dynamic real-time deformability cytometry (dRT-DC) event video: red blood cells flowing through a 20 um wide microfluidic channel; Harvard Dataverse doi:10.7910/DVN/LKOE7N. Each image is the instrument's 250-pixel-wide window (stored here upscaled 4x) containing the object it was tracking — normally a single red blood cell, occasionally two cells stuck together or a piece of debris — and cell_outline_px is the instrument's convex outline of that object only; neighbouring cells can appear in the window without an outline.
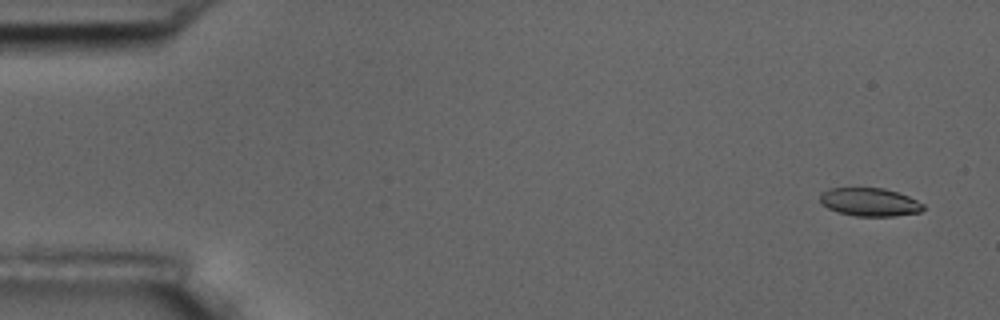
{"species": "common noctule bat (a hibernating species)", "species_latin": "Nyctalus noctula", "temperature_condition": "room temperature", "stored_images_in_passage": 5, "camera_frame_rate_fps": 3000, "um_per_image_px": 0.085, "animal": {"sex": "male", "body_mass_g": 17.5, "forearm_length_mm": 52.3}, "frame": {"image": 1, "passage_image": 1, "time_ms": 0.0, "image_size_px": [1000, 320], "cell_outline_px": [[924, 208], [920, 212], [896, 216], [856, 216], [840, 212], [828, 208], [820, 200], [820, 192], [828, 188], [884, 188], [908, 196], [924, 204]], "centroid_in_image_um": [73.93, 17.17], "position_along_channel_um": 11.1, "area_um2": 16.88}}
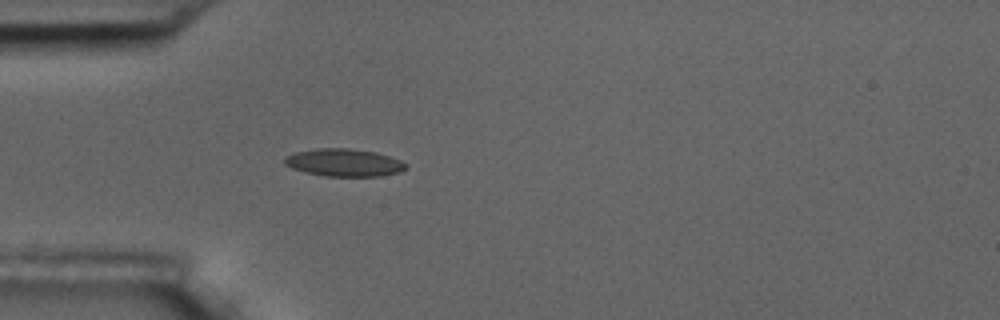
{"frame": {"image": 2, "passage_image": 5, "time_ms": 4.667, "image_size_px": [1000, 320], "cell_outline_px": [[408, 168], [400, 172], [380, 176], [324, 176], [304, 172], [292, 168], [284, 164], [284, 156], [296, 152], [316, 148], [348, 148], [376, 152], [400, 160], [408, 164]], "centroid_in_image_um": [29.24, 13.82], "position_along_channel_um": 55.8, "area_um2": 19.65}}